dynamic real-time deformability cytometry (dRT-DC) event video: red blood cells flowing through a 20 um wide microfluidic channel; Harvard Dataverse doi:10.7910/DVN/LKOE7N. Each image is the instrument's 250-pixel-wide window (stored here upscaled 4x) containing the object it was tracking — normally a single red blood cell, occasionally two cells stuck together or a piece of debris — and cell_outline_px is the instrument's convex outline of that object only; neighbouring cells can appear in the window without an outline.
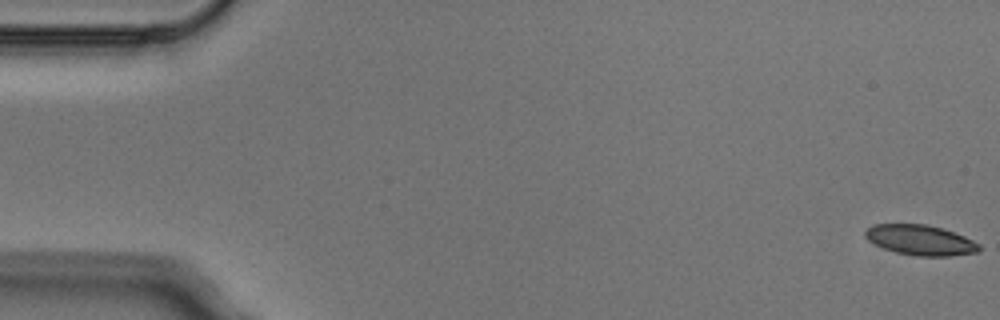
{"species": "Egyptian fruit bat (a non-hibernating species)", "species_latin": "Rousettus aegyptiacus", "temperature_condition": "cold", "stored_images_in_passage": 4, "camera_frame_rate_fps": 3000, "um_per_image_px": 0.085, "animal": {"sex": "male"}, "frame": {"image": 1, "passage_image": 1, "time_ms": 0.0, "image_size_px": [1000, 320], "cell_outline_px": [[980, 252], [948, 256], [916, 256], [896, 252], [884, 248], [868, 240], [864, 236], [864, 232], [872, 224], [928, 224], [964, 236], [980, 244]], "centroid_in_image_um": [78.23, 20.41], "position_along_channel_um": 6.8, "area_um2": 20.0}}
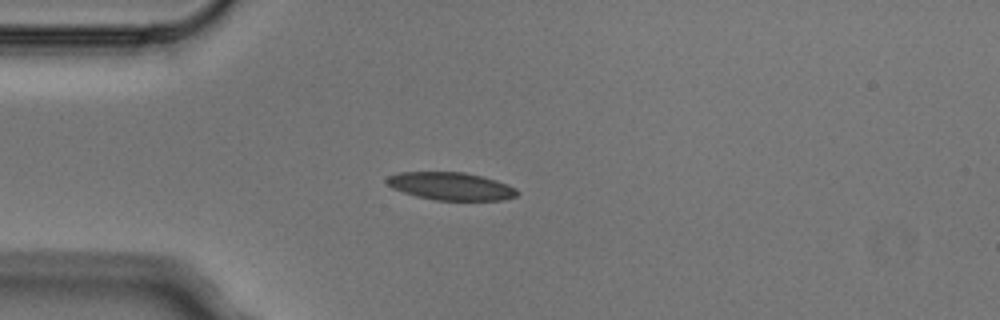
{"frame": {"image": 2, "passage_image": 4, "time_ms": 1.0, "image_size_px": [1000, 320], "cell_outline_px": [[520, 192], [516, 196], [504, 200], [436, 200], [416, 196], [392, 188], [384, 180], [388, 176], [396, 172], [464, 172], [496, 180], [516, 188]], "centroid_in_image_um": [38.31, 15.82], "position_along_channel_um": 46.7, "area_um2": 21.1}}